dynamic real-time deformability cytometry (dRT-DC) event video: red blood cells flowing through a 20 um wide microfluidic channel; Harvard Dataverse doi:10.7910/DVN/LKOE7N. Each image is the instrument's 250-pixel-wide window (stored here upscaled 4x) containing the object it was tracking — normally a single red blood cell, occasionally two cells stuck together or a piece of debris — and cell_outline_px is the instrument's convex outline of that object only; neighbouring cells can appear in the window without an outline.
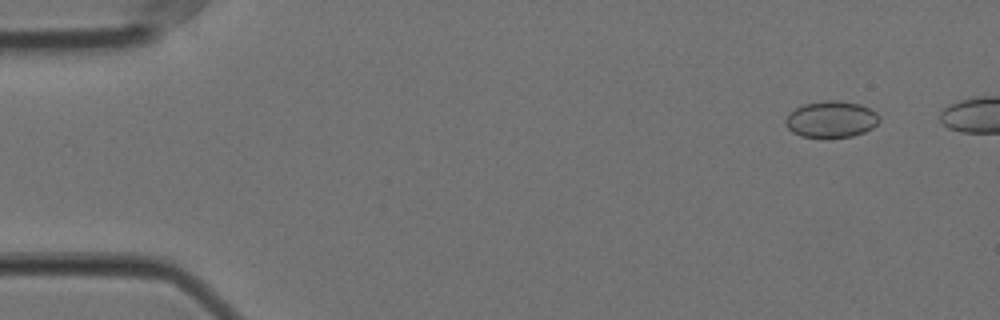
{"species": "Egyptian fruit bat (a non-hibernating species)", "species_latin": "Rousettus aegyptiacus", "temperature_condition": "cold", "stored_images_in_passage": 9, "camera_frame_rate_fps": 3000, "um_per_image_px": 0.085, "animal": {"sex": "female"}, "frame": {"image": 1, "passage_image": 5, "time_ms": 1.333, "image_size_px": [1000, 320], "cell_outline_px": [[880, 120], [872, 128], [864, 132], [852, 136], [828, 140], [800, 136], [792, 132], [784, 124], [784, 120], [788, 112], [804, 104], [824, 100], [840, 100], [860, 104], [876, 112], [880, 116]], "centroid_in_image_um": [70.62, 10.17], "position_along_channel_um": 14.4, "area_um2": 20.63}}